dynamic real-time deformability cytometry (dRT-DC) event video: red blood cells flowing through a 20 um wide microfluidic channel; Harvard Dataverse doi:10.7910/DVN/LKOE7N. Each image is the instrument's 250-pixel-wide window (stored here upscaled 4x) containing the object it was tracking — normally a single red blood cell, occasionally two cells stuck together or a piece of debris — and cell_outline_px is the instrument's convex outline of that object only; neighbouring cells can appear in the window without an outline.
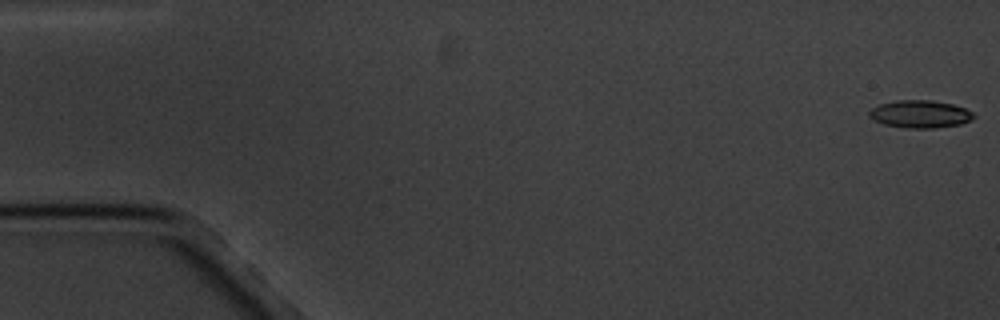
{"species": "common noctule bat (a hibernating species)", "species_latin": "Nyctalus noctula", "temperature_condition": "cold", "stored_images_in_passage": 16, "camera_frame_rate_fps": 3000, "um_per_image_px": 0.085, "animal": {"sex": "male", "body_mass_g": 20.1, "forearm_length_mm": 53.5}, "frame": {"image": 1, "passage_image": 1, "time_ms": 0.0, "image_size_px": [1000, 320], "cell_outline_px": [[976, 116], [972, 120], [960, 124], [936, 128], [904, 128], [884, 124], [868, 116], [868, 112], [872, 108], [880, 104], [896, 100], [932, 100], [952, 104], [964, 108], [972, 112]], "centroid_in_image_um": [78.22, 9.7], "position_along_channel_um": 6.8, "area_um2": 16.82}}
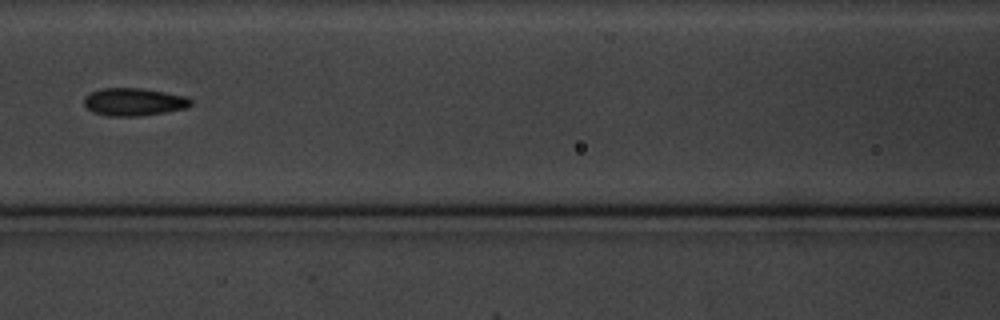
{"frame": {"image": 2, "passage_image": 8, "time_ms": 8.333, "image_size_px": [1000, 320], "cell_outline_px": [[192, 104], [184, 108], [164, 112], [140, 116], [108, 116], [92, 112], [84, 104], [84, 96], [100, 88], [140, 88], [188, 96], [192, 100]], "centroid_in_image_um": [11.36, 8.66], "position_along_channel_um": 155.2, "area_um2": 17.22}}
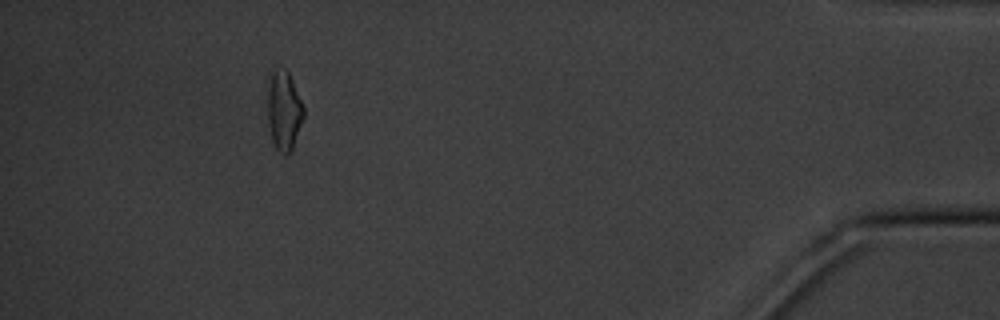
{"frame": {"image": 3, "passage_image": 16, "time_ms": 17.667, "image_size_px": [1000, 320], "cell_outline_px": [[304, 116], [292, 148], [288, 156], [284, 156], [276, 148], [272, 140], [268, 120], [268, 88], [272, 72], [276, 68], [284, 68], [288, 72], [292, 80], [304, 108]], "centroid_in_image_um": [24.13, 9.42], "position_along_channel_um": 411.1, "area_um2": 16.42}, "authors_computed_cell_mechanics": {"area_um2": 16.7042, "velocity_mm_per_s": 3.3858, "shape_relaxation_time_tau1_ms": 4.708, "shape_relaxation_time_tau2_ms": 2.508, "deformation_change_tau1": 0.1291, "deformation_change_tau2": 0.0946}}